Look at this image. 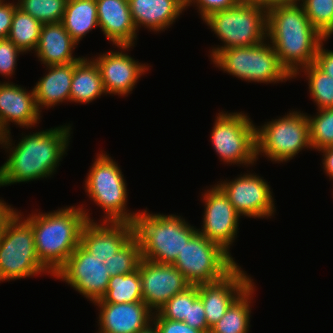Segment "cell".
<instances>
[{"instance_id":"cell-1","label":"cell","mask_w":333,"mask_h":333,"mask_svg":"<svg viewBox=\"0 0 333 333\" xmlns=\"http://www.w3.org/2000/svg\"><path fill=\"white\" fill-rule=\"evenodd\" d=\"M70 130V125H62L39 131L22 137L16 146L11 143V132L0 135V145L10 150L9 158L0 167V186L52 176L67 154Z\"/></svg>"},{"instance_id":"cell-2","label":"cell","mask_w":333,"mask_h":333,"mask_svg":"<svg viewBox=\"0 0 333 333\" xmlns=\"http://www.w3.org/2000/svg\"><path fill=\"white\" fill-rule=\"evenodd\" d=\"M267 37L292 77L315 62L318 47L328 40L312 26L300 3L267 11Z\"/></svg>"},{"instance_id":"cell-3","label":"cell","mask_w":333,"mask_h":333,"mask_svg":"<svg viewBox=\"0 0 333 333\" xmlns=\"http://www.w3.org/2000/svg\"><path fill=\"white\" fill-rule=\"evenodd\" d=\"M26 218L33 229L38 258L53 276L80 244L84 225L94 222L84 208L76 206Z\"/></svg>"},{"instance_id":"cell-4","label":"cell","mask_w":333,"mask_h":333,"mask_svg":"<svg viewBox=\"0 0 333 333\" xmlns=\"http://www.w3.org/2000/svg\"><path fill=\"white\" fill-rule=\"evenodd\" d=\"M141 255L156 263L173 264L185 244L198 232L181 216L138 212L133 222Z\"/></svg>"},{"instance_id":"cell-5","label":"cell","mask_w":333,"mask_h":333,"mask_svg":"<svg viewBox=\"0 0 333 333\" xmlns=\"http://www.w3.org/2000/svg\"><path fill=\"white\" fill-rule=\"evenodd\" d=\"M203 21L224 43L210 51L211 58L227 48L250 47L267 40V11L250 0L211 13Z\"/></svg>"},{"instance_id":"cell-6","label":"cell","mask_w":333,"mask_h":333,"mask_svg":"<svg viewBox=\"0 0 333 333\" xmlns=\"http://www.w3.org/2000/svg\"><path fill=\"white\" fill-rule=\"evenodd\" d=\"M16 211L6 222L0 238V282L43 273L53 275L36 253L32 226Z\"/></svg>"},{"instance_id":"cell-7","label":"cell","mask_w":333,"mask_h":333,"mask_svg":"<svg viewBox=\"0 0 333 333\" xmlns=\"http://www.w3.org/2000/svg\"><path fill=\"white\" fill-rule=\"evenodd\" d=\"M211 60L221 70L248 82L277 83L293 78L267 41L250 47L227 48L217 52Z\"/></svg>"},{"instance_id":"cell-8","label":"cell","mask_w":333,"mask_h":333,"mask_svg":"<svg viewBox=\"0 0 333 333\" xmlns=\"http://www.w3.org/2000/svg\"><path fill=\"white\" fill-rule=\"evenodd\" d=\"M97 155L85 180V190L89 198L106 212L102 222L133 224L138 212L131 213L126 210L127 188L120 167L109 155Z\"/></svg>"},{"instance_id":"cell-9","label":"cell","mask_w":333,"mask_h":333,"mask_svg":"<svg viewBox=\"0 0 333 333\" xmlns=\"http://www.w3.org/2000/svg\"><path fill=\"white\" fill-rule=\"evenodd\" d=\"M303 148H311L309 122L303 112L293 111L256 127V159L265 154L271 161L287 162Z\"/></svg>"},{"instance_id":"cell-10","label":"cell","mask_w":333,"mask_h":333,"mask_svg":"<svg viewBox=\"0 0 333 333\" xmlns=\"http://www.w3.org/2000/svg\"><path fill=\"white\" fill-rule=\"evenodd\" d=\"M191 285L215 282L228 274L237 263L219 244L197 232L173 263Z\"/></svg>"},{"instance_id":"cell-11","label":"cell","mask_w":333,"mask_h":333,"mask_svg":"<svg viewBox=\"0 0 333 333\" xmlns=\"http://www.w3.org/2000/svg\"><path fill=\"white\" fill-rule=\"evenodd\" d=\"M211 142L219 158L230 164L256 162V126L242 112L218 113Z\"/></svg>"},{"instance_id":"cell-12","label":"cell","mask_w":333,"mask_h":333,"mask_svg":"<svg viewBox=\"0 0 333 333\" xmlns=\"http://www.w3.org/2000/svg\"><path fill=\"white\" fill-rule=\"evenodd\" d=\"M54 276L70 284L92 302L106 294L111 278L101 259L91 255L81 244Z\"/></svg>"},{"instance_id":"cell-13","label":"cell","mask_w":333,"mask_h":333,"mask_svg":"<svg viewBox=\"0 0 333 333\" xmlns=\"http://www.w3.org/2000/svg\"><path fill=\"white\" fill-rule=\"evenodd\" d=\"M217 186L240 216L268 218L275 212L271 188L258 175L245 173L230 182L221 181Z\"/></svg>"},{"instance_id":"cell-14","label":"cell","mask_w":333,"mask_h":333,"mask_svg":"<svg viewBox=\"0 0 333 333\" xmlns=\"http://www.w3.org/2000/svg\"><path fill=\"white\" fill-rule=\"evenodd\" d=\"M202 196L205 211L203 227L202 230L198 229V232L230 254V245L237 236L241 216L217 185L208 189Z\"/></svg>"},{"instance_id":"cell-15","label":"cell","mask_w":333,"mask_h":333,"mask_svg":"<svg viewBox=\"0 0 333 333\" xmlns=\"http://www.w3.org/2000/svg\"><path fill=\"white\" fill-rule=\"evenodd\" d=\"M143 302L155 313L169 299L191 284L173 264L141 259L139 263Z\"/></svg>"},{"instance_id":"cell-16","label":"cell","mask_w":333,"mask_h":333,"mask_svg":"<svg viewBox=\"0 0 333 333\" xmlns=\"http://www.w3.org/2000/svg\"><path fill=\"white\" fill-rule=\"evenodd\" d=\"M236 265L228 274L215 282L198 284L206 321L211 328L226 313L231 304L254 282Z\"/></svg>"},{"instance_id":"cell-17","label":"cell","mask_w":333,"mask_h":333,"mask_svg":"<svg viewBox=\"0 0 333 333\" xmlns=\"http://www.w3.org/2000/svg\"><path fill=\"white\" fill-rule=\"evenodd\" d=\"M123 52L110 51L93 60L100 71L106 94H130L141 75L148 71L146 65Z\"/></svg>"},{"instance_id":"cell-18","label":"cell","mask_w":333,"mask_h":333,"mask_svg":"<svg viewBox=\"0 0 333 333\" xmlns=\"http://www.w3.org/2000/svg\"><path fill=\"white\" fill-rule=\"evenodd\" d=\"M34 90L26 91L12 83H0V135L10 132L9 122L20 127H34L40 121Z\"/></svg>"},{"instance_id":"cell-19","label":"cell","mask_w":333,"mask_h":333,"mask_svg":"<svg viewBox=\"0 0 333 333\" xmlns=\"http://www.w3.org/2000/svg\"><path fill=\"white\" fill-rule=\"evenodd\" d=\"M134 237L129 222H87L81 232L80 244L104 263Z\"/></svg>"},{"instance_id":"cell-20","label":"cell","mask_w":333,"mask_h":333,"mask_svg":"<svg viewBox=\"0 0 333 333\" xmlns=\"http://www.w3.org/2000/svg\"><path fill=\"white\" fill-rule=\"evenodd\" d=\"M98 25L105 37L122 50H129L137 39L128 0H96Z\"/></svg>"},{"instance_id":"cell-21","label":"cell","mask_w":333,"mask_h":333,"mask_svg":"<svg viewBox=\"0 0 333 333\" xmlns=\"http://www.w3.org/2000/svg\"><path fill=\"white\" fill-rule=\"evenodd\" d=\"M94 304L100 309L99 329L110 333H138L153 320L154 312L143 301Z\"/></svg>"},{"instance_id":"cell-22","label":"cell","mask_w":333,"mask_h":333,"mask_svg":"<svg viewBox=\"0 0 333 333\" xmlns=\"http://www.w3.org/2000/svg\"><path fill=\"white\" fill-rule=\"evenodd\" d=\"M133 22L152 31L169 28L185 10L184 0H128Z\"/></svg>"},{"instance_id":"cell-23","label":"cell","mask_w":333,"mask_h":333,"mask_svg":"<svg viewBox=\"0 0 333 333\" xmlns=\"http://www.w3.org/2000/svg\"><path fill=\"white\" fill-rule=\"evenodd\" d=\"M77 43L65 30L62 22L42 25L35 53L45 66L79 62L82 57H74Z\"/></svg>"},{"instance_id":"cell-24","label":"cell","mask_w":333,"mask_h":333,"mask_svg":"<svg viewBox=\"0 0 333 333\" xmlns=\"http://www.w3.org/2000/svg\"><path fill=\"white\" fill-rule=\"evenodd\" d=\"M77 63L46 66L49 70L48 73L33 88L36 104L40 112L42 107L49 108L66 100L70 102L74 66Z\"/></svg>"},{"instance_id":"cell-25","label":"cell","mask_w":333,"mask_h":333,"mask_svg":"<svg viewBox=\"0 0 333 333\" xmlns=\"http://www.w3.org/2000/svg\"><path fill=\"white\" fill-rule=\"evenodd\" d=\"M106 94L98 66L83 57L75 66L71 83L70 102L90 103Z\"/></svg>"},{"instance_id":"cell-26","label":"cell","mask_w":333,"mask_h":333,"mask_svg":"<svg viewBox=\"0 0 333 333\" xmlns=\"http://www.w3.org/2000/svg\"><path fill=\"white\" fill-rule=\"evenodd\" d=\"M62 24L78 44L89 31L99 27L96 0H67Z\"/></svg>"},{"instance_id":"cell-27","label":"cell","mask_w":333,"mask_h":333,"mask_svg":"<svg viewBox=\"0 0 333 333\" xmlns=\"http://www.w3.org/2000/svg\"><path fill=\"white\" fill-rule=\"evenodd\" d=\"M254 288L252 283L231 304L224 316L210 328L209 333H248Z\"/></svg>"},{"instance_id":"cell-28","label":"cell","mask_w":333,"mask_h":333,"mask_svg":"<svg viewBox=\"0 0 333 333\" xmlns=\"http://www.w3.org/2000/svg\"><path fill=\"white\" fill-rule=\"evenodd\" d=\"M143 301L141 277L138 269L129 274L111 277L106 294L93 303H134Z\"/></svg>"},{"instance_id":"cell-29","label":"cell","mask_w":333,"mask_h":333,"mask_svg":"<svg viewBox=\"0 0 333 333\" xmlns=\"http://www.w3.org/2000/svg\"><path fill=\"white\" fill-rule=\"evenodd\" d=\"M42 23L16 7L8 39L21 51H35L40 38Z\"/></svg>"},{"instance_id":"cell-30","label":"cell","mask_w":333,"mask_h":333,"mask_svg":"<svg viewBox=\"0 0 333 333\" xmlns=\"http://www.w3.org/2000/svg\"><path fill=\"white\" fill-rule=\"evenodd\" d=\"M302 70H299L293 77H297L300 71L307 75L310 95L318 109L333 108V78L323 72L315 63Z\"/></svg>"},{"instance_id":"cell-31","label":"cell","mask_w":333,"mask_h":333,"mask_svg":"<svg viewBox=\"0 0 333 333\" xmlns=\"http://www.w3.org/2000/svg\"><path fill=\"white\" fill-rule=\"evenodd\" d=\"M142 259L138 239L134 236L117 253L108 260H104V265L110 277L116 275L129 274L138 269Z\"/></svg>"},{"instance_id":"cell-32","label":"cell","mask_w":333,"mask_h":333,"mask_svg":"<svg viewBox=\"0 0 333 333\" xmlns=\"http://www.w3.org/2000/svg\"><path fill=\"white\" fill-rule=\"evenodd\" d=\"M67 0H18L17 7L43 25L62 22Z\"/></svg>"},{"instance_id":"cell-33","label":"cell","mask_w":333,"mask_h":333,"mask_svg":"<svg viewBox=\"0 0 333 333\" xmlns=\"http://www.w3.org/2000/svg\"><path fill=\"white\" fill-rule=\"evenodd\" d=\"M312 26L326 39L333 34V0H301Z\"/></svg>"},{"instance_id":"cell-34","label":"cell","mask_w":333,"mask_h":333,"mask_svg":"<svg viewBox=\"0 0 333 333\" xmlns=\"http://www.w3.org/2000/svg\"><path fill=\"white\" fill-rule=\"evenodd\" d=\"M311 149L317 151L333 146V108L318 109L317 115L308 116Z\"/></svg>"},{"instance_id":"cell-35","label":"cell","mask_w":333,"mask_h":333,"mask_svg":"<svg viewBox=\"0 0 333 333\" xmlns=\"http://www.w3.org/2000/svg\"><path fill=\"white\" fill-rule=\"evenodd\" d=\"M198 297V285H190L169 299L157 312L165 319L183 321L188 318L189 303Z\"/></svg>"},{"instance_id":"cell-36","label":"cell","mask_w":333,"mask_h":333,"mask_svg":"<svg viewBox=\"0 0 333 333\" xmlns=\"http://www.w3.org/2000/svg\"><path fill=\"white\" fill-rule=\"evenodd\" d=\"M23 53L8 38L0 39V74L3 76L13 75L16 69L17 56Z\"/></svg>"},{"instance_id":"cell-37","label":"cell","mask_w":333,"mask_h":333,"mask_svg":"<svg viewBox=\"0 0 333 333\" xmlns=\"http://www.w3.org/2000/svg\"><path fill=\"white\" fill-rule=\"evenodd\" d=\"M241 0H184L185 9L188 6L195 5L198 7L202 20L211 13L218 12L227 8L234 7Z\"/></svg>"},{"instance_id":"cell-38","label":"cell","mask_w":333,"mask_h":333,"mask_svg":"<svg viewBox=\"0 0 333 333\" xmlns=\"http://www.w3.org/2000/svg\"><path fill=\"white\" fill-rule=\"evenodd\" d=\"M153 325L156 326L159 333H203L187 325L184 321H174L163 318L157 311L153 314Z\"/></svg>"},{"instance_id":"cell-39","label":"cell","mask_w":333,"mask_h":333,"mask_svg":"<svg viewBox=\"0 0 333 333\" xmlns=\"http://www.w3.org/2000/svg\"><path fill=\"white\" fill-rule=\"evenodd\" d=\"M187 325L209 333L210 328L206 321L205 310L201 298L198 296L192 303H189L188 318L183 320Z\"/></svg>"},{"instance_id":"cell-40","label":"cell","mask_w":333,"mask_h":333,"mask_svg":"<svg viewBox=\"0 0 333 333\" xmlns=\"http://www.w3.org/2000/svg\"><path fill=\"white\" fill-rule=\"evenodd\" d=\"M16 7L17 2L5 3V0H0V39L8 38Z\"/></svg>"},{"instance_id":"cell-41","label":"cell","mask_w":333,"mask_h":333,"mask_svg":"<svg viewBox=\"0 0 333 333\" xmlns=\"http://www.w3.org/2000/svg\"><path fill=\"white\" fill-rule=\"evenodd\" d=\"M323 45L322 42L318 47L314 63L328 76L333 78V51L324 49Z\"/></svg>"},{"instance_id":"cell-42","label":"cell","mask_w":333,"mask_h":333,"mask_svg":"<svg viewBox=\"0 0 333 333\" xmlns=\"http://www.w3.org/2000/svg\"><path fill=\"white\" fill-rule=\"evenodd\" d=\"M264 10L268 11L272 8L285 5L299 4L301 0H250Z\"/></svg>"},{"instance_id":"cell-43","label":"cell","mask_w":333,"mask_h":333,"mask_svg":"<svg viewBox=\"0 0 333 333\" xmlns=\"http://www.w3.org/2000/svg\"><path fill=\"white\" fill-rule=\"evenodd\" d=\"M321 151L324 156L323 159V168L327 174V176L330 177L331 180H333V146L323 148Z\"/></svg>"},{"instance_id":"cell-44","label":"cell","mask_w":333,"mask_h":333,"mask_svg":"<svg viewBox=\"0 0 333 333\" xmlns=\"http://www.w3.org/2000/svg\"><path fill=\"white\" fill-rule=\"evenodd\" d=\"M15 212L16 210H14V208H11L10 205H7L3 200L0 199V238L6 222Z\"/></svg>"},{"instance_id":"cell-45","label":"cell","mask_w":333,"mask_h":333,"mask_svg":"<svg viewBox=\"0 0 333 333\" xmlns=\"http://www.w3.org/2000/svg\"><path fill=\"white\" fill-rule=\"evenodd\" d=\"M138 333H159V331L156 326L151 323L146 329L139 331Z\"/></svg>"},{"instance_id":"cell-46","label":"cell","mask_w":333,"mask_h":333,"mask_svg":"<svg viewBox=\"0 0 333 333\" xmlns=\"http://www.w3.org/2000/svg\"><path fill=\"white\" fill-rule=\"evenodd\" d=\"M97 333H110V332H107V331H104V330H101V329H100V331L97 332Z\"/></svg>"}]
</instances>
